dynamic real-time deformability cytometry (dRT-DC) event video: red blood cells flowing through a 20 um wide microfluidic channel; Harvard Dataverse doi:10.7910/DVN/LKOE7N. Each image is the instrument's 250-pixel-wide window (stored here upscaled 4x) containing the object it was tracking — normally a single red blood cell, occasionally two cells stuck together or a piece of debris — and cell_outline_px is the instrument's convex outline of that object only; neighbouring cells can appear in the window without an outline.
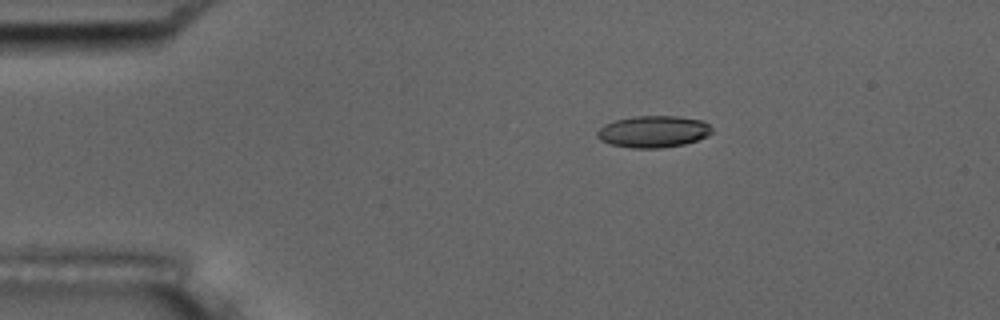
{"species": "common noctule bat (a hibernating species)", "species_latin": "Nyctalus noctula", "temperature_condition": "room temperature", "stored_images_in_passage": 34, "camera_frame_rate_fps": 3000, "um_per_image_px": 0.085, "animal": {"sex": "male", "body_mass_g": 17.5, "forearm_length_mm": 52.3}, "frame": {"image": 1, "passage_image": 1, "time_ms": 0.0, "image_size_px": [1000, 320], "cell_outline_px": [[712, 132], [696, 140], [684, 144], [660, 148], [632, 148], [612, 144], [600, 140], [596, 136], [596, 132], [604, 124], [616, 120], [636, 116], [676, 116], [704, 120], [712, 128]], "centroid_in_image_um": [55.52, 11.18], "position_along_channel_um": 29.5, "area_um2": 21.1}}
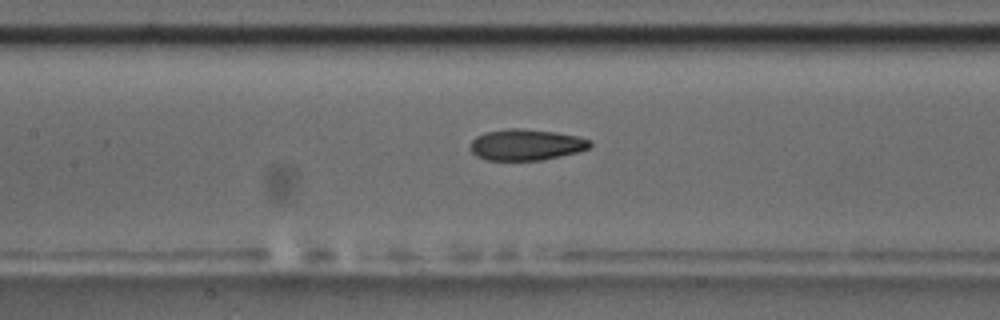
{"frame": {"image": 2, "passage_image": 16, "time_ms": 5.0, "image_size_px": [1000, 320], "cell_outline_px": [[592, 144], [588, 148], [576, 152], [560, 156], [540, 160], [488, 160], [476, 156], [468, 148], [472, 140], [476, 136], [484, 132], [508, 128], [520, 128], [556, 132], [576, 136], [592, 140]], "centroid_in_image_um": [44.68, 12.29], "position_along_channel_um": 162.7, "area_um2": 21.79}, "authors_computed_cell_mechanics": {"area_um2": 21.7906, "velocity_mm_per_s": 3.7555, "shape_relaxation_time_tau1_ms": 9.3407, "shape_relaxation_time_tau2_ms": 2.9018, "deformation_change_tau1": 0.2298, "deformation_change_tau2": 0.1094}}